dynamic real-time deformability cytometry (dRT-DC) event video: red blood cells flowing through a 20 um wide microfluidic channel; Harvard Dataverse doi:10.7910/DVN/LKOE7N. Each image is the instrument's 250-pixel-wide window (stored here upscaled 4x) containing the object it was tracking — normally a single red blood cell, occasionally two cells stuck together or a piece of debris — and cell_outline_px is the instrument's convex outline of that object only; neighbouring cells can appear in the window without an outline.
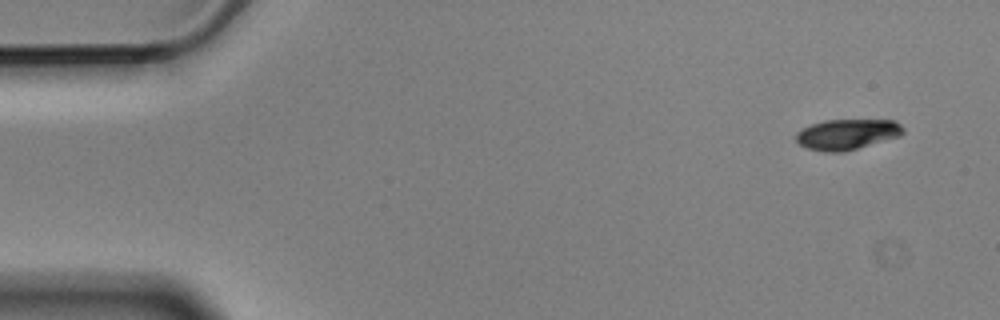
{"species": "Egyptian fruit bat (a non-hibernating species)", "species_latin": "Rousettus aegyptiacus", "temperature_condition": "cold", "stored_images_in_passage": 4, "camera_frame_rate_fps": 3000, "um_per_image_px": 0.085, "animal": {"sex": "male"}, "frame": {"image": 1, "passage_image": 1, "time_ms": 0.0, "image_size_px": [1000, 320], "cell_outline_px": [[904, 132], [900, 136], [844, 152], [824, 152], [808, 148], [800, 144], [796, 140], [796, 132], [812, 124], [824, 120], [896, 120], [904, 128]], "centroid_in_image_um": [72.02, 11.41], "position_along_channel_um": 13.0, "area_um2": 19.02}}
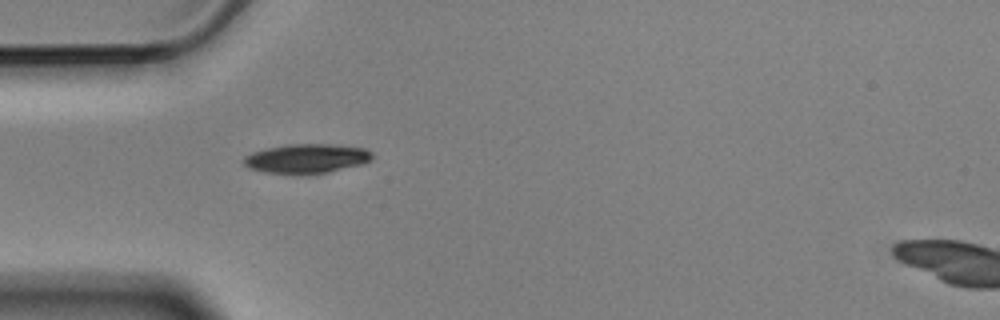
{"frame": {"image": 2, "passage_image": 4, "time_ms": 1.0, "image_size_px": [1000, 320], "cell_outline_px": [[372, 160], [360, 164], [328, 172], [308, 176], [296, 176], [264, 172], [248, 168], [244, 164], [244, 156], [252, 152], [268, 148], [288, 144], [328, 144], [364, 148], [372, 152]], "centroid_in_image_um": [26.02, 13.51], "position_along_channel_um": 59.0, "area_um2": 22.37}}